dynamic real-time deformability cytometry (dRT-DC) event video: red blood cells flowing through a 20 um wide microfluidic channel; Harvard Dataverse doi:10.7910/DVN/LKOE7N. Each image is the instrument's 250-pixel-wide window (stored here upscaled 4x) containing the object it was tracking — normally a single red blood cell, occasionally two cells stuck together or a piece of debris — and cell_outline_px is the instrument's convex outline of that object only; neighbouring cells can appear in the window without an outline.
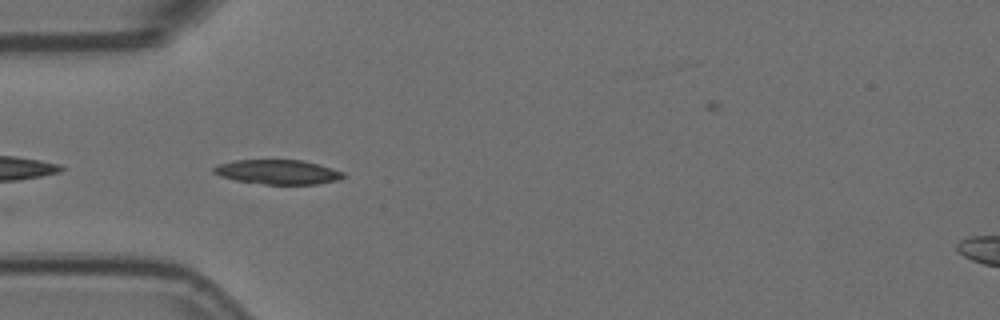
{"species": "Egyptian fruit bat (a non-hibernating species)", "species_latin": "Rousettus aegyptiacus", "temperature_condition": "room temperature", "stored_images_in_passage": 26, "camera_frame_rate_fps": 3000, "um_per_image_px": 0.085, "animal": {"sex": "female"}, "frame": {"image": 1, "passage_image": 2, "time_ms": 0.333, "image_size_px": [1000, 320], "cell_outline_px": [[348, 176], [336, 180], [316, 184], [264, 184], [236, 180], [220, 176], [212, 172], [212, 168], [220, 164], [232, 160], [304, 160], [320, 164], [344, 172]], "centroid_in_image_um": [23.63, 14.61], "position_along_channel_um": 61.4, "area_um2": 18.55}}
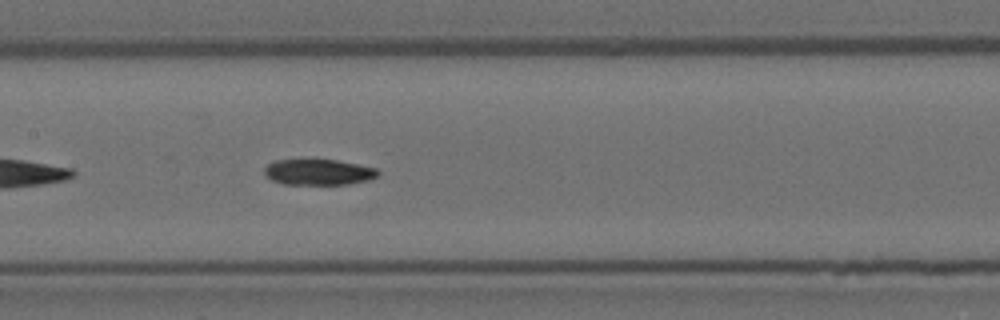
{"frame": {"image": 2, "passage_image": 12, "time_ms": 3.667, "image_size_px": [1000, 320], "cell_outline_px": [[380, 172], [376, 176], [368, 180], [348, 184], [284, 184], [272, 180], [264, 176], [264, 168], [268, 164], [276, 160], [336, 160], [376, 168]], "centroid_in_image_um": [27.04, 14.63], "position_along_channel_um": 180.4, "area_um2": 16.94}}
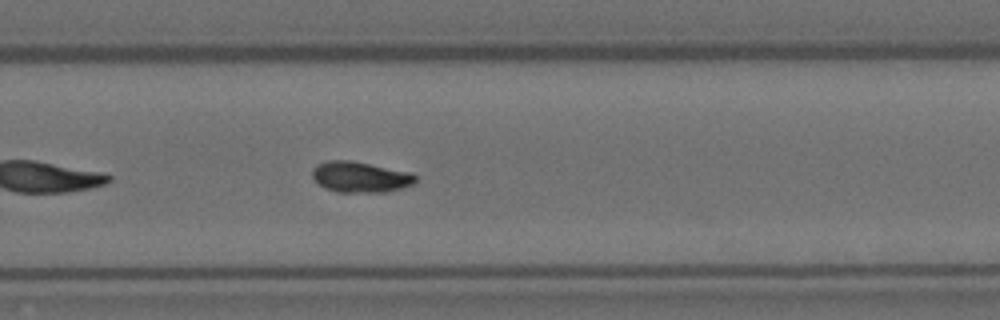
{"frame": {"image": 3, "passage_image": 22, "time_ms": 7.0, "image_size_px": [1000, 320], "cell_outline_px": [[416, 184], [384, 192], [336, 192], [324, 188], [312, 176], [312, 168], [316, 164], [328, 160], [352, 160], [412, 172], [416, 176]], "centroid_in_image_um": [30.63, 15.03], "position_along_channel_um": 299.2, "area_um2": 18.73}}